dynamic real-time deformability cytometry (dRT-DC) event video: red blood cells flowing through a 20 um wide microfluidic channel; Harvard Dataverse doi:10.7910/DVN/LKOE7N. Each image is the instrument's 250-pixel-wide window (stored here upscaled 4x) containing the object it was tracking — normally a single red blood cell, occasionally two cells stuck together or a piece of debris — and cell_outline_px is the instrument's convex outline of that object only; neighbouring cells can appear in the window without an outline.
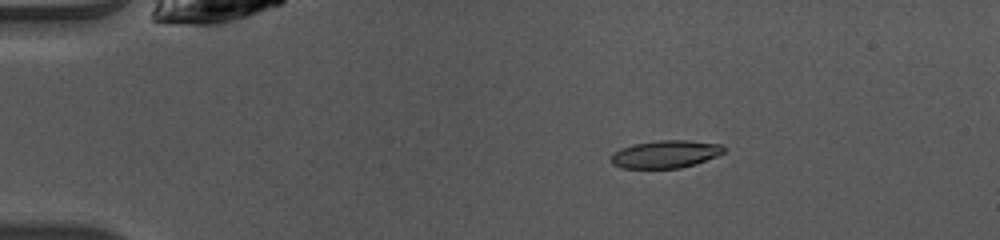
{"species": "common noctule bat (a hibernating species)", "species_latin": "Nyctalus noctula", "temperature_condition": "warm", "stored_images_in_passage": 7, "camera_frame_rate_fps": 3000, "um_per_image_px": 0.085, "animal": {"sex": "female", "body_mass_g": 10.0, "forearm_length_mm": 53.1}, "frame": {"image": 1, "passage_image": 1, "time_ms": 0.0, "image_size_px": [1000, 240], "cell_outline_px": [[724, 152], [716, 156], [696, 164], [680, 168], [620, 168], [612, 164], [608, 160], [620, 148], [636, 144], [660, 140], [688, 140], [720, 144], [724, 148]], "centroid_in_image_um": [56.55, 13.11], "position_along_channel_um": 28.5, "area_um2": 18.09}}